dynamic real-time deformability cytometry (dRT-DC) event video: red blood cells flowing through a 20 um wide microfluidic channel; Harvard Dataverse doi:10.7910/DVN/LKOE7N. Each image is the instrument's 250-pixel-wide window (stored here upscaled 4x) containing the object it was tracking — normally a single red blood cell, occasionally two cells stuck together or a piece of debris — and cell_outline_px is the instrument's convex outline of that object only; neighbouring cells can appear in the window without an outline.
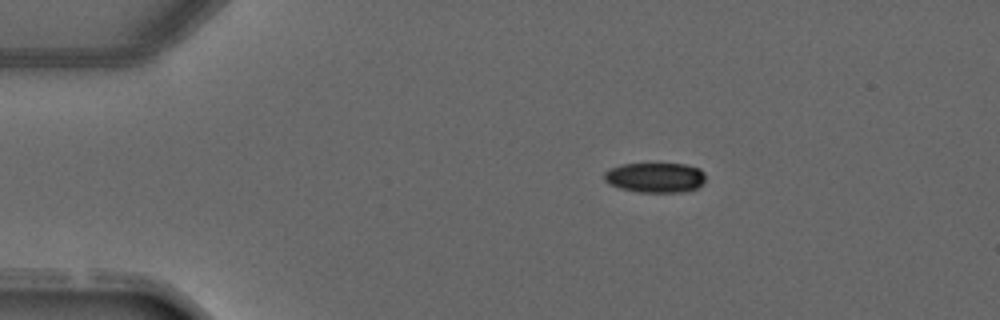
{"species": "common noctule bat (a hibernating species)", "species_latin": "Nyctalus noctula", "temperature_condition": "warm", "stored_images_in_passage": 3, "camera_frame_rate_fps": 3000, "um_per_image_px": 0.085, "animal": {"sex": "male", "forearm_length_mm": 52.5}, "frame": {"image": 1, "passage_image": 1, "time_ms": 0.0, "image_size_px": [1000, 320], "cell_outline_px": [[704, 184], [696, 188], [684, 192], [640, 192], [620, 188], [608, 184], [604, 180], [604, 172], [608, 168], [620, 164], [684, 164], [700, 168], [704, 172]], "centroid_in_image_um": [55.68, 15.09], "position_along_channel_um": 29.3, "area_um2": 17.86}}